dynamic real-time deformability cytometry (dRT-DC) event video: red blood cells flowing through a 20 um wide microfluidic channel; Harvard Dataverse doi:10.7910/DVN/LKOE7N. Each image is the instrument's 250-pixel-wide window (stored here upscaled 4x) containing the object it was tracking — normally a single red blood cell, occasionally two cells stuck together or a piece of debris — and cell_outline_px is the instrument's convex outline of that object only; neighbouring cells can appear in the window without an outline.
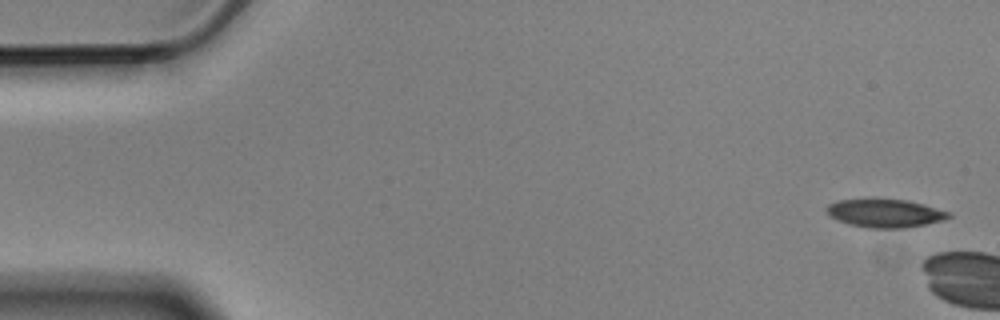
{"species": "Egyptian fruit bat (a non-hibernating species)", "species_latin": "Rousettus aegyptiacus", "temperature_condition": "cold", "stored_images_in_passage": 2, "camera_frame_rate_fps": 3000, "um_per_image_px": 0.085, "animal": {"sex": "male"}, "frame": {"image": 1, "passage_image": 1, "time_ms": 0.0, "image_size_px": [1000, 320], "cell_outline_px": [[952, 216], [944, 220], [904, 228], [868, 228], [848, 224], [836, 220], [828, 216], [824, 208], [828, 204], [836, 200], [872, 196], [908, 200], [924, 204], [952, 212]], "centroid_in_image_um": [75.16, 18.07], "position_along_channel_um": 9.8, "area_um2": 21.21}}